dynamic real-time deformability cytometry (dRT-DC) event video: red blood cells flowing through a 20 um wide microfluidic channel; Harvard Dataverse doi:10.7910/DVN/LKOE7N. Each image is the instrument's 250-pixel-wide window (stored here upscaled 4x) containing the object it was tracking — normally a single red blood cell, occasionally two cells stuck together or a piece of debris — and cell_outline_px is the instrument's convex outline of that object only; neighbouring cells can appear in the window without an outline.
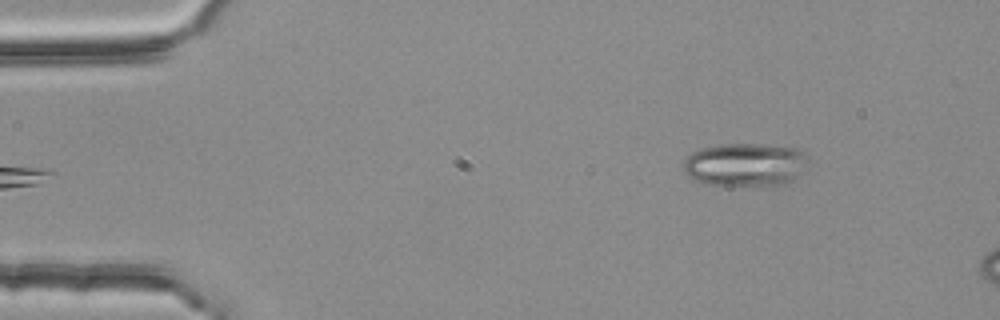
{"species": "common noctule bat (a hibernating species)", "species_latin": "Nyctalus noctula", "temperature_condition": "room temperature", "stored_images_in_passage": 4, "camera_frame_rate_fps": 3000, "um_per_image_px": 0.085, "animal": {"sex": "female", "body_mass_g": 25.1}, "frame": {"image": 1, "passage_image": 4, "time_ms": 1.0, "image_size_px": [1000, 320], "cell_outline_px": [[804, 152], [800, 172], [788, 184], [772, 188], [728, 188], [704, 184], [692, 180], [684, 172], [684, 160], [692, 152], [704, 148], [724, 144], [760, 144], [800, 148]], "centroid_in_image_um": [63.28, 14.08], "position_along_channel_um": 21.7, "area_um2": 32.48}}